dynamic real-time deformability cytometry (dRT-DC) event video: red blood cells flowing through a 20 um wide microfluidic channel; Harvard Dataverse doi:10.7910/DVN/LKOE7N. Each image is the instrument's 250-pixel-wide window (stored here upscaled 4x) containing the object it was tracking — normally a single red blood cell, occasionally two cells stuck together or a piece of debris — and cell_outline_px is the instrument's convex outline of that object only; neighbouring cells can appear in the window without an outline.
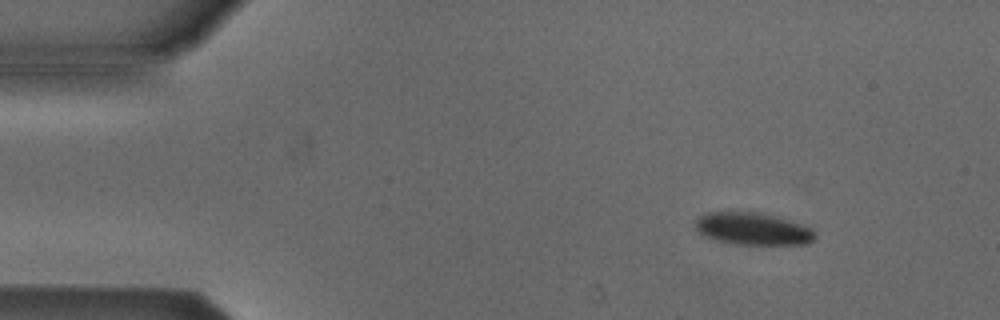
{"species": "Egyptian fruit bat (a non-hibernating species)", "species_latin": "Rousettus aegyptiacus", "temperature_condition": "cold", "stored_images_in_passage": 4, "camera_frame_rate_fps": 3000, "um_per_image_px": 0.085, "animal": {"sex": "male"}, "frame": {"image": 1, "passage_image": 2, "time_ms": 1.333, "image_size_px": [1000, 320], "cell_outline_px": [[816, 236], [808, 244], [736, 244], [716, 240], [704, 236], [696, 228], [696, 220], [700, 216], [708, 212], [756, 212], [788, 220], [812, 228], [816, 232]], "centroid_in_image_um": [64.0, 19.45], "position_along_channel_um": 21.0, "area_um2": 22.2}}